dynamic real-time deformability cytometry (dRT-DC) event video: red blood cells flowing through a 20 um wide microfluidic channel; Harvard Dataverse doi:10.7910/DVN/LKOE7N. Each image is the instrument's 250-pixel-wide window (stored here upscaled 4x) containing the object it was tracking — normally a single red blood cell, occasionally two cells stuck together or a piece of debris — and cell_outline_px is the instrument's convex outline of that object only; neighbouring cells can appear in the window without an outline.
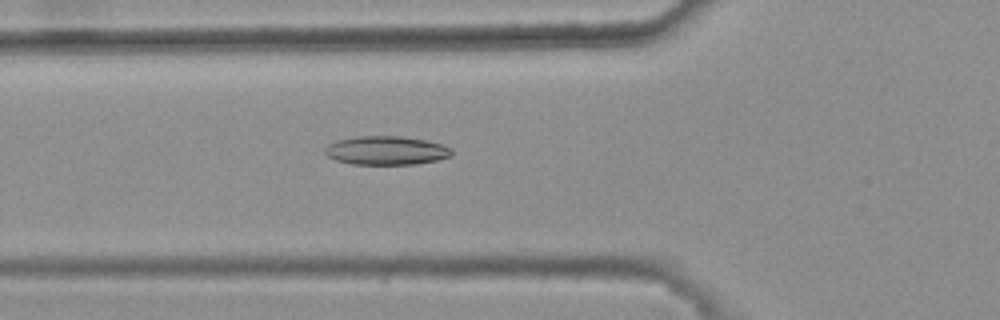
{"species": "common noctule bat (a hibernating species)", "species_latin": "Nyctalus noctula", "temperature_condition": "warm", "stored_images_in_passage": 38, "camera_frame_rate_fps": 3000, "um_per_image_px": 0.085, "animal": {"sex": "female", "body_mass_g": 25.1}, "frame": {"image": 1, "passage_image": 20, "time_ms": 6.333, "image_size_px": [1000, 320], "cell_outline_px": [[452, 156], [436, 160], [416, 164], [352, 164], [336, 160], [328, 156], [324, 152], [324, 148], [328, 144], [336, 140], [356, 136], [400, 136], [428, 140], [452, 148]], "centroid_in_image_um": [32.82, 12.78], "position_along_channel_um": 93.0, "area_um2": 21.33}}
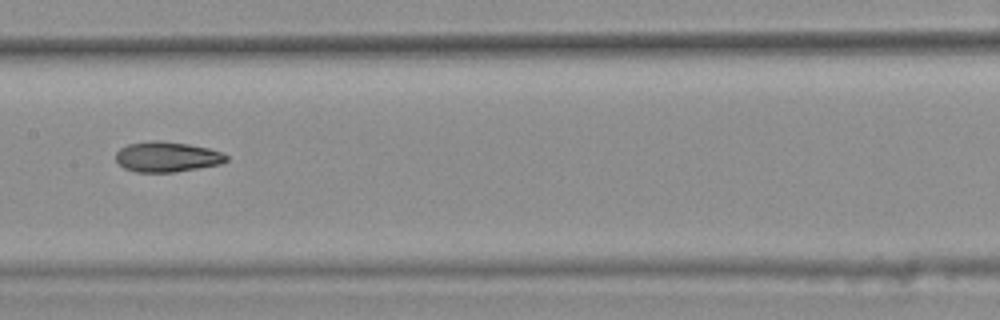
{"frame": {"image": 2, "passage_image": 28, "time_ms": 9.0, "image_size_px": [1000, 320], "cell_outline_px": [[228, 160], [224, 164], [176, 172], [136, 172], [124, 168], [116, 160], [116, 152], [120, 148], [128, 144], [148, 140], [160, 140], [188, 144], [208, 148], [220, 152], [228, 156]], "centroid_in_image_um": [14.21, 13.33], "position_along_channel_um": 193.2, "area_um2": 19.71}}
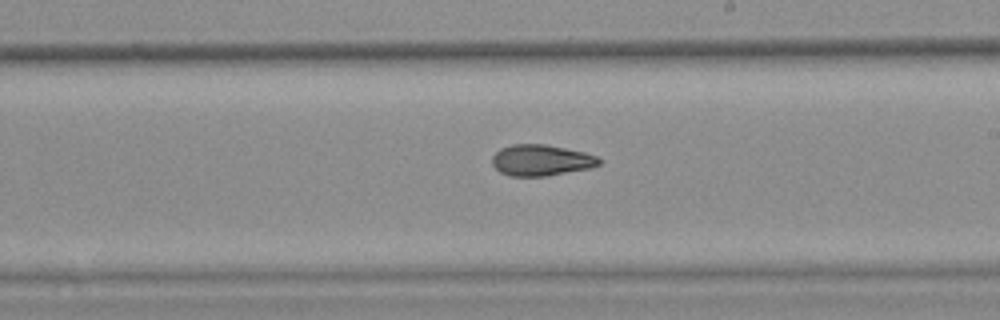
{"frame": {"image": 3, "passage_image": 32, "time_ms": 10.333, "image_size_px": [1000, 320], "cell_outline_px": [[600, 164], [588, 168], [544, 176], [508, 176], [500, 172], [492, 164], [492, 156], [500, 148], [512, 144], [544, 144], [584, 152], [596, 156], [600, 160]], "centroid_in_image_um": [45.94, 13.61], "position_along_channel_um": 243.1, "area_um2": 19.19}, "authors_computed_cell_mechanics": {"area_um2": 21.6461, "velocity_mm_per_s": 3.7442, "shape_relaxation_time_tau1_ms": null, "shape_relaxation_time_tau2_ms": 9.4588, "deformation_change_tau1": null, "deformation_change_tau2": 0.2028}}